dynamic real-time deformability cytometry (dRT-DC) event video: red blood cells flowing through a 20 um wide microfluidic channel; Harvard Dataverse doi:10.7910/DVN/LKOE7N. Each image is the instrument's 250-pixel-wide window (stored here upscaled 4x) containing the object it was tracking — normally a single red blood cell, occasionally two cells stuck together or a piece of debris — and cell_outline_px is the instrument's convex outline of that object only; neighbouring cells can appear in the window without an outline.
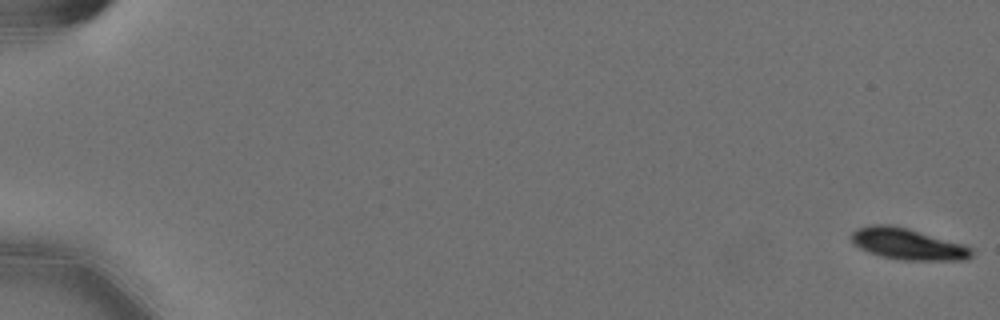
{"species": "Egyptian fruit bat (a non-hibernating species)", "species_latin": "Rousettus aegyptiacus", "temperature_condition": "cold", "stored_images_in_passage": 58, "camera_frame_rate_fps": 3000, "um_per_image_px": 0.085, "animal": {"sex": "female"}, "frame": {"image": 1, "passage_image": 1, "time_ms": 0.0, "image_size_px": [1000, 320], "cell_outline_px": [[972, 256], [968, 260], [900, 260], [880, 256], [868, 252], [852, 244], [852, 232], [856, 228], [872, 224], [888, 224], [908, 228], [964, 244], [972, 248]], "centroid_in_image_um": [77.15, 20.74], "position_along_channel_um": 7.8, "area_um2": 22.14}}
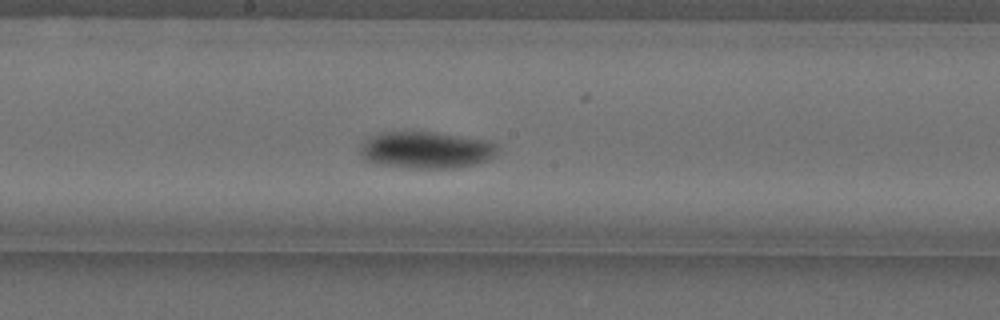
{"frame": {"image": 2, "passage_image": 33, "time_ms": 10.667, "image_size_px": [1000, 320], "cell_outline_px": [[500, 152], [496, 156], [488, 160], [476, 164], [456, 168], [416, 168], [380, 164], [364, 160], [360, 152], [360, 148], [372, 136], [384, 132], [432, 132], [488, 140], [500, 144]], "centroid_in_image_um": [36.34, 12.76], "position_along_channel_um": 211.9, "area_um2": 29.54}}
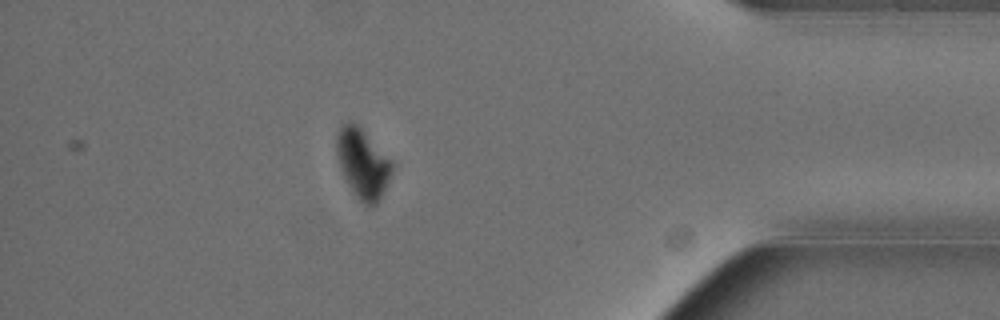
{"frame": {"image": 3, "passage_image": 52, "time_ms": 17.0, "image_size_px": [1000, 320], "cell_outline_px": [[396, 164], [384, 192], [376, 204], [364, 204], [352, 192], [340, 168], [336, 152], [336, 132], [348, 120], [356, 124]], "centroid_in_image_um": [30.84, 13.89], "position_along_channel_um": 404.4, "area_um2": 22.37}, "authors_computed_cell_mechanics": {"area_um2": 25.6343, "velocity_mm_per_s": 3.5641, "shape_relaxation_time_tau1_ms": 1.9405, "shape_relaxation_time_tau2_ms": null, "deformation_change_tau1": 0.1109, "deformation_change_tau2": null}}